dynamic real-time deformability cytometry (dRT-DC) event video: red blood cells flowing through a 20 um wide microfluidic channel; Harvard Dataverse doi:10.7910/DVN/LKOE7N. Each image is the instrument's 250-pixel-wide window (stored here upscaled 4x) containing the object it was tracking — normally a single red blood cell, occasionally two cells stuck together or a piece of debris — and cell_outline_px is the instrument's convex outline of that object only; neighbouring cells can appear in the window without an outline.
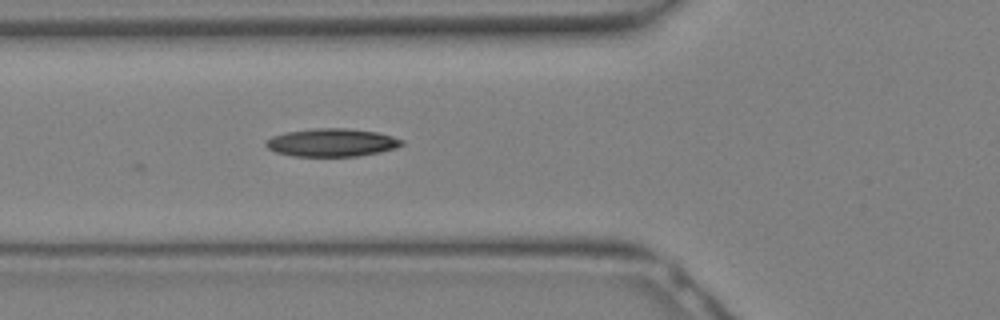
{"species": "Egyptian fruit bat (a non-hibernating species)", "species_latin": "Rousettus aegyptiacus", "temperature_condition": "warm", "stored_images_in_passage": 5, "camera_frame_rate_fps": 3000, "um_per_image_px": 0.085, "animal": {"sex": "female"}, "frame": {"image": 1, "passage_image": 5, "time_ms": 1.333, "image_size_px": [1000, 320], "cell_outline_px": [[404, 144], [396, 148], [380, 152], [356, 156], [292, 156], [276, 152], [268, 148], [264, 144], [272, 136], [284, 132], [316, 128], [344, 128], [376, 132], [392, 136], [404, 140]], "centroid_in_image_um": [28.21, 12.11], "position_along_channel_um": 97.6, "area_um2": 22.14}}